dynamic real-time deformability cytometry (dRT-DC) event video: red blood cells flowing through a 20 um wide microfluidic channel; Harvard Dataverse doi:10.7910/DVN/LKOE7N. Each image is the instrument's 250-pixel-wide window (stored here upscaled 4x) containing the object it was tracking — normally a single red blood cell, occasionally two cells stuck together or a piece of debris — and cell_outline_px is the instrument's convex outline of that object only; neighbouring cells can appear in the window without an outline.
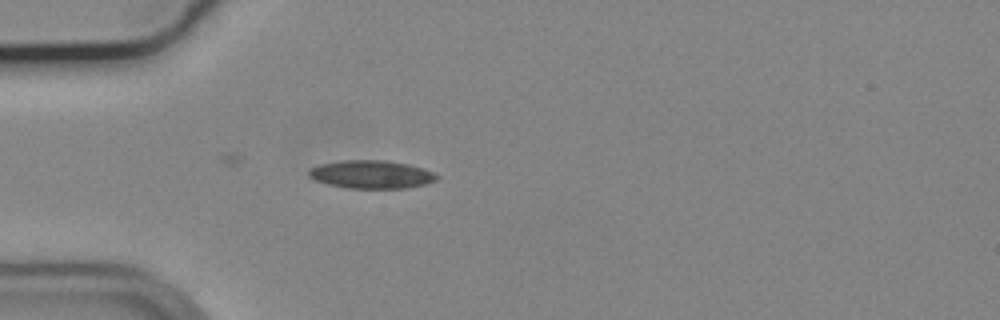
{"species": "common noctule bat (a hibernating species)", "species_latin": "Nyctalus noctula", "temperature_condition": "cold", "stored_images_in_passage": 13, "camera_frame_rate_fps": 3000, "um_per_image_px": 0.085, "animal": {"sex": "male", "body_mass_g": 19.2, "forearm_length_mm": 51.8}, "frame": {"image": 1, "passage_image": 2, "time_ms": 0.333, "image_size_px": [1000, 320], "cell_outline_px": [[440, 176], [436, 180], [424, 184], [408, 188], [348, 188], [328, 184], [316, 180], [308, 176], [308, 172], [312, 168], [320, 164], [344, 160], [384, 160], [408, 164], [424, 168]], "centroid_in_image_um": [31.59, 14.82], "position_along_channel_um": 53.4, "area_um2": 20.87}}
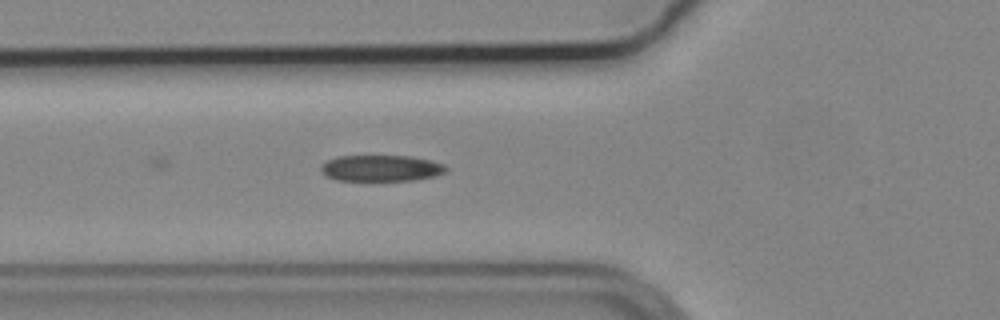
{"frame": {"image": 2, "passage_image": 6, "time_ms": 1.667, "image_size_px": [1000, 320], "cell_outline_px": [[448, 168], [444, 172], [436, 176], [416, 180], [336, 180], [324, 176], [320, 172], [320, 164], [328, 160], [340, 156], [412, 156], [432, 160], [444, 164]], "centroid_in_image_um": [32.38, 14.29], "position_along_channel_um": 93.4, "area_um2": 19.31}}